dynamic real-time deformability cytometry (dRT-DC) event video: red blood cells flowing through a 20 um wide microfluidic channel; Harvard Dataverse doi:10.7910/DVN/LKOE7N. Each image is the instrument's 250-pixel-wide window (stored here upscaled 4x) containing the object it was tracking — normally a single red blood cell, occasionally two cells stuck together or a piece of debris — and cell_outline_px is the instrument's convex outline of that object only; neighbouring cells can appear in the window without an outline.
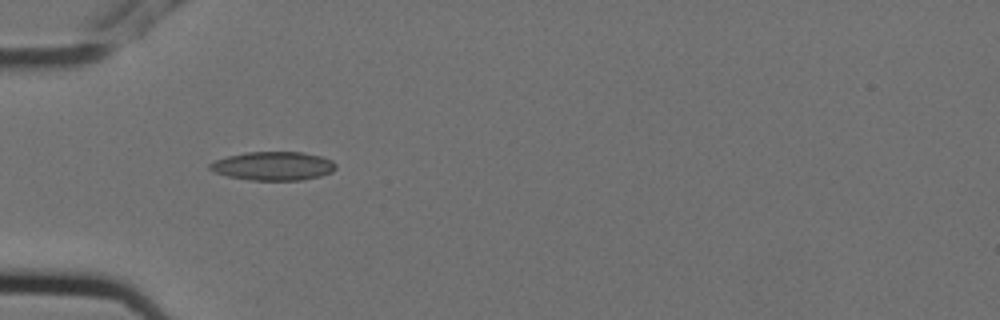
{"species": "Egyptian fruit bat (a non-hibernating species)", "species_latin": "Rousettus aegyptiacus", "temperature_condition": "cold", "stored_images_in_passage": 7, "camera_frame_rate_fps": 3000, "um_per_image_px": 0.085, "animal": {"sex": "female"}, "frame": {"image": 1, "passage_image": 5, "time_ms": 1.333, "image_size_px": [1000, 320], "cell_outline_px": [[336, 168], [332, 172], [320, 176], [300, 180], [252, 180], [228, 176], [212, 172], [208, 168], [208, 164], [216, 160], [228, 156], [248, 152], [300, 152], [324, 156], [332, 160], [336, 164]], "centroid_in_image_um": [23.23, 14.11], "position_along_channel_um": 61.8, "area_um2": 21.1}}
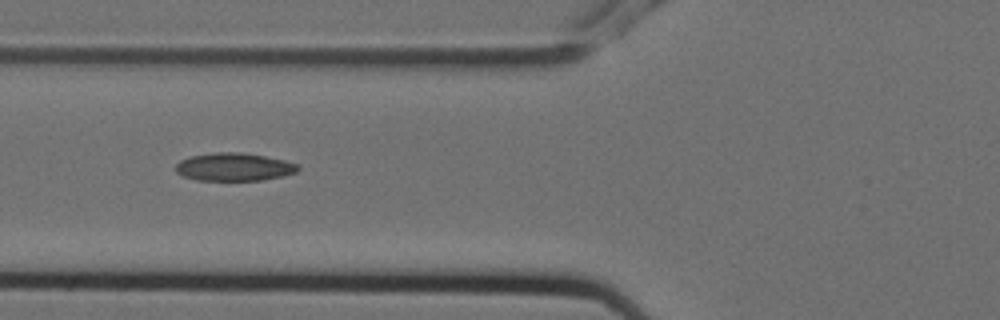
{"frame": {"image": 2, "passage_image": 6, "time_ms": 1.667, "image_size_px": [1000, 320], "cell_outline_px": [[300, 168], [296, 172], [284, 176], [260, 180], [196, 180], [184, 176], [176, 172], [176, 164], [180, 160], [192, 156], [212, 152], [240, 152], [264, 156], [284, 160], [300, 164]], "centroid_in_image_um": [19.91, 14.18], "position_along_channel_um": 105.9, "area_um2": 19.94}}
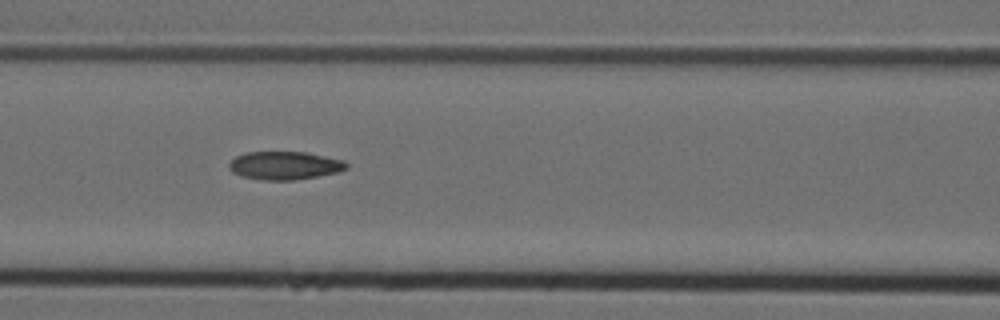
{"frame": {"image": 3, "passage_image": 7, "time_ms": 2.0, "image_size_px": [1000, 320], "cell_outline_px": [[348, 168], [340, 172], [296, 180], [260, 180], [240, 176], [232, 172], [228, 168], [228, 164], [236, 156], [244, 152], [308, 152], [344, 160], [348, 164]], "centroid_in_image_um": [24.2, 14.07], "position_along_channel_um": 142.4, "area_um2": 19.59}}